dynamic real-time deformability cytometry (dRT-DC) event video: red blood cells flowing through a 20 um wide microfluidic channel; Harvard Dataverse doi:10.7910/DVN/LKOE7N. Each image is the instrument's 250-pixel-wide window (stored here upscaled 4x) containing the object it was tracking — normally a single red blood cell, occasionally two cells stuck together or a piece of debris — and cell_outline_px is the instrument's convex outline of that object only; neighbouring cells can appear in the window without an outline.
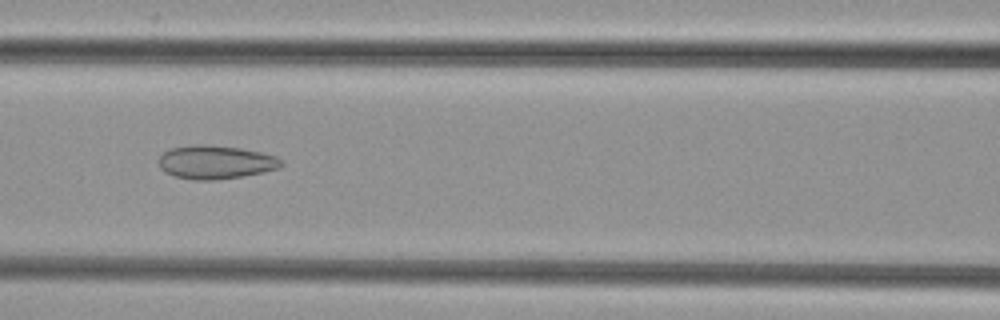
{"species": "common noctule bat (a hibernating species)", "species_latin": "Nyctalus noctula", "temperature_condition": "cold", "stored_images_in_passage": 40, "camera_frame_rate_fps": 3000, "um_per_image_px": 0.085, "animal": {"sex": "female", "body_mass_g": 29.2, "forearm_length_mm": 56.3}, "frame": {"image": 1, "passage_image": 15, "time_ms": 4.667, "image_size_px": [1000, 320], "cell_outline_px": [[284, 164], [276, 168], [264, 172], [216, 180], [196, 180], [176, 176], [164, 172], [160, 168], [160, 156], [164, 152], [172, 148], [196, 144], [204, 144], [240, 148], [260, 152], [276, 156], [284, 160]], "centroid_in_image_um": [18.34, 13.78], "position_along_channel_um": 148.3, "area_um2": 23.76}}
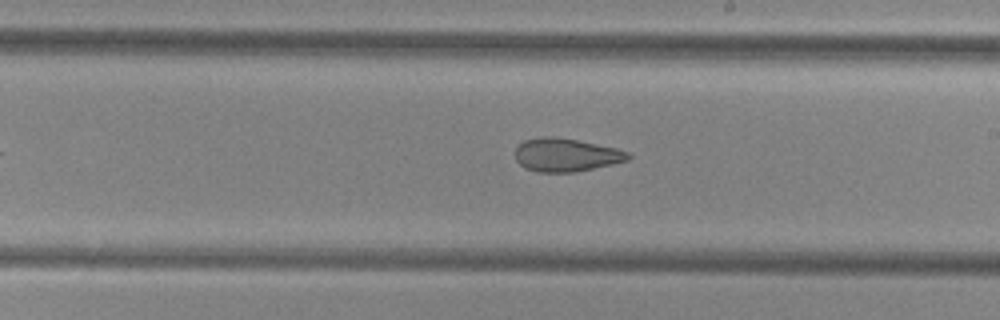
{"frame": {"image": 2, "passage_image": 22, "time_ms": 7.0, "image_size_px": [1000, 320], "cell_outline_px": [[632, 156], [628, 160], [612, 164], [576, 172], [536, 172], [524, 168], [516, 160], [516, 148], [524, 140], [540, 136], [556, 136], [616, 148], [632, 152]], "centroid_in_image_um": [48.12, 13.17], "position_along_channel_um": 240.9, "area_um2": 22.02}}
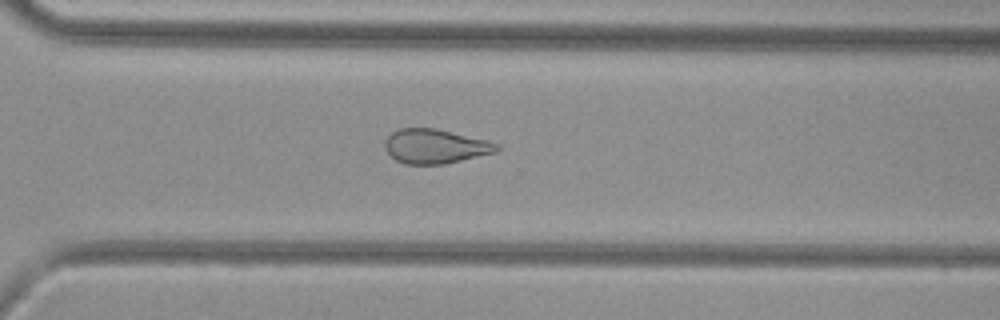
{"frame": {"image": 3, "passage_image": 29, "time_ms": 9.333, "image_size_px": [1000, 320], "cell_outline_px": [[500, 148], [496, 152], [444, 164], [404, 164], [396, 160], [384, 148], [384, 140], [392, 132], [400, 128], [436, 128], [488, 140], [500, 144]], "centroid_in_image_um": [37.0, 12.43], "position_along_channel_um": 333.6, "area_um2": 22.48}}